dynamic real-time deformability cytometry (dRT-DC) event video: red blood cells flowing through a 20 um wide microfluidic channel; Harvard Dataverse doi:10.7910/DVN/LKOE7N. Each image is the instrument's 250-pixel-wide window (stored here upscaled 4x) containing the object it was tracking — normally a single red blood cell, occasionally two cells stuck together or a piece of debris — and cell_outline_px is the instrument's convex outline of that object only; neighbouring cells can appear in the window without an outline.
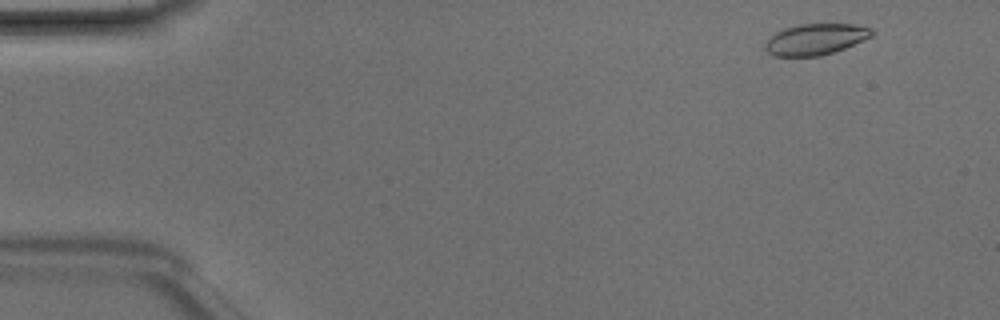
{"species": "Egyptian fruit bat (a non-hibernating species)", "species_latin": "Rousettus aegyptiacus", "temperature_condition": "room temperature", "stored_images_in_passage": 47, "camera_frame_rate_fps": 3000, "um_per_image_px": 0.085, "animal": {"sex": "male"}, "frame": {"image": 1, "passage_image": 3, "time_ms": 0.667, "image_size_px": [1000, 320], "cell_outline_px": [[876, 32], [872, 36], [844, 48], [820, 56], [776, 56], [768, 52], [764, 48], [764, 44], [776, 32], [784, 28], [800, 24], [856, 24], [872, 28]], "centroid_in_image_um": [69.34, 3.33], "position_along_channel_um": 15.7, "area_um2": 19.25}}
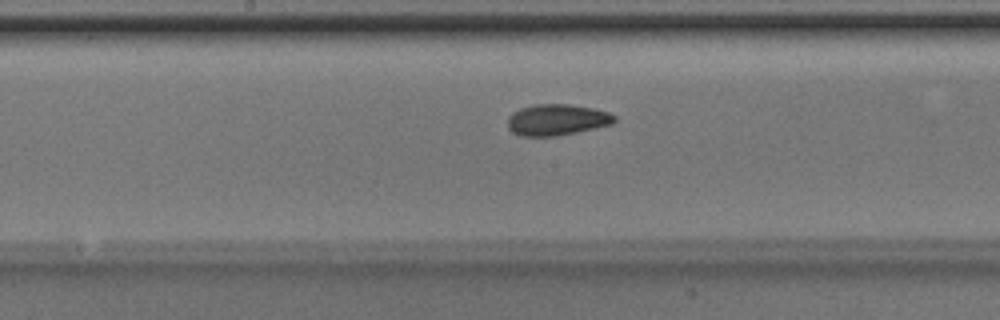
{"frame": {"image": 2, "passage_image": 24, "time_ms": 7.667, "image_size_px": [1000, 320], "cell_outline_px": [[616, 120], [612, 124], [576, 132], [556, 136], [520, 136], [512, 132], [508, 128], [508, 116], [512, 112], [520, 108], [536, 104], [568, 104], [592, 108], [608, 112], [616, 116]], "centroid_in_image_um": [47.31, 10.18], "position_along_channel_um": 200.9, "area_um2": 19.42}}
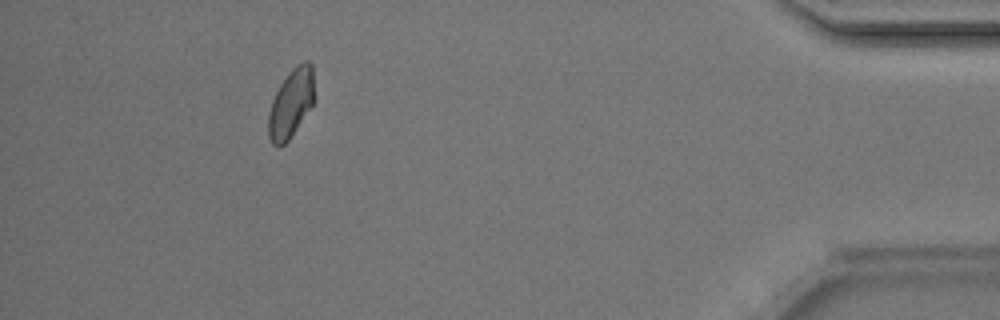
{"frame": {"image": 3, "passage_image": 43, "time_ms": 14.0, "image_size_px": [1000, 320], "cell_outline_px": [[316, 100], [288, 140], [280, 148], [276, 148], [272, 144], [268, 136], [268, 112], [272, 100], [280, 84], [288, 72], [296, 64], [304, 60], [308, 60], [312, 64], [316, 96]], "centroid_in_image_um": [24.76, 8.76], "position_along_channel_um": 410.4, "area_um2": 18.9}, "authors_computed_cell_mechanics": {"area_um2": 19.0162, "velocity_mm_per_s": 4.2026, "shape_relaxation_time_tau1_ms": 4.1449, "shape_relaxation_time_tau2_ms": 3.0413, "deformation_change_tau1": 0.1056, "deformation_change_tau2": 0.0444}}